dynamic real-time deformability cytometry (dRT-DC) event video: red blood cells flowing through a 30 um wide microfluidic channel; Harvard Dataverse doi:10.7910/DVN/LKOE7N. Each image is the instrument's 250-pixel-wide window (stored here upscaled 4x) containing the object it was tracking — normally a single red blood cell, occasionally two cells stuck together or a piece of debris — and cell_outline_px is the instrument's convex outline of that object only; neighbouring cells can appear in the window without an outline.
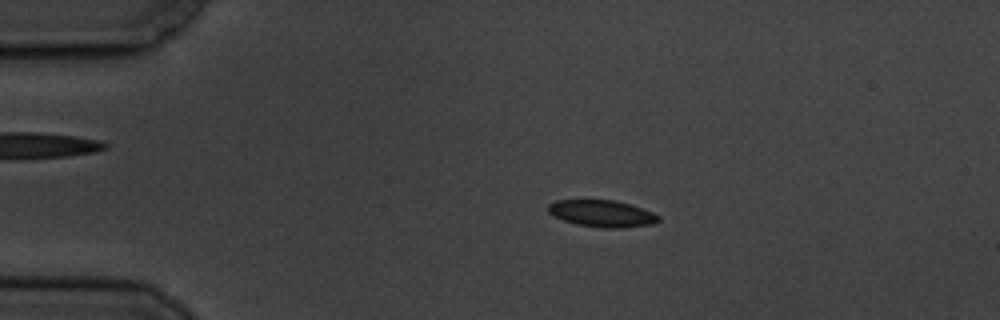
{"species": "common noctule bat (a hibernating species)", "species_latin": "Nyctalus noctula", "temperature_condition": "cold", "stored_images_in_passage": 58, "camera_frame_rate_fps": 3000, "um_per_image_px": 0.085, "animal": {"sex": "male", "body_mass_g": 19.5, "forearm_length_mm": 54.6}, "frame": {"image": 1, "passage_image": 12, "time_ms": 3.667, "image_size_px": [1000, 320], "cell_outline_px": [[660, 220], [652, 224], [620, 228], [604, 228], [576, 224], [564, 220], [548, 212], [548, 204], [556, 200], [612, 200], [628, 204], [652, 212], [660, 216]], "centroid_in_image_um": [51.16, 18.15], "position_along_channel_um": 33.8, "area_um2": 16.99}}
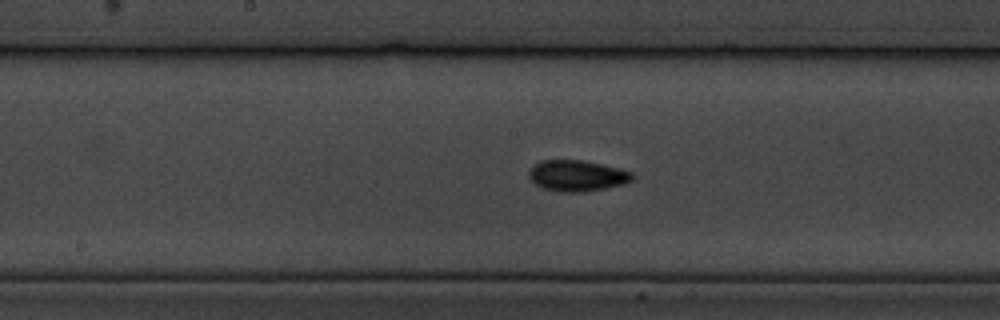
{"frame": {"image": 2, "passage_image": 30, "time_ms": 9.667, "image_size_px": [1000, 320], "cell_outline_px": [[632, 180], [624, 184], [584, 192], [556, 192], [544, 188], [536, 184], [528, 176], [528, 172], [540, 160], [584, 160], [632, 172]], "centroid_in_image_um": [49.02, 14.94], "position_along_channel_um": 199.2, "area_um2": 18.5}}
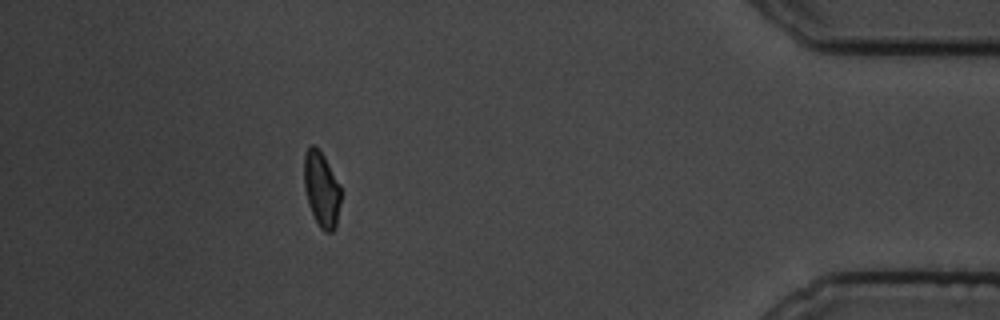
{"frame": {"image": 3, "passage_image": 52, "time_ms": 17.0, "image_size_px": [1000, 320], "cell_outline_px": [[340, 204], [336, 228], [332, 232], [324, 232], [320, 228], [308, 204], [304, 188], [304, 156], [308, 148], [312, 144], [324, 156], [340, 184]], "centroid_in_image_um": [27.33, 16.12], "position_along_channel_um": 407.9, "area_um2": 16.07}, "authors_computed_cell_mechanics": {"area_um2": 16.9643, "velocity_mm_per_s": 3.5046, "shape_relaxation_time_tau1_ms": 3.3441, "shape_relaxation_time_tau2_ms": null, "deformation_change_tau1": 0.0837, "deformation_change_tau2": null}}